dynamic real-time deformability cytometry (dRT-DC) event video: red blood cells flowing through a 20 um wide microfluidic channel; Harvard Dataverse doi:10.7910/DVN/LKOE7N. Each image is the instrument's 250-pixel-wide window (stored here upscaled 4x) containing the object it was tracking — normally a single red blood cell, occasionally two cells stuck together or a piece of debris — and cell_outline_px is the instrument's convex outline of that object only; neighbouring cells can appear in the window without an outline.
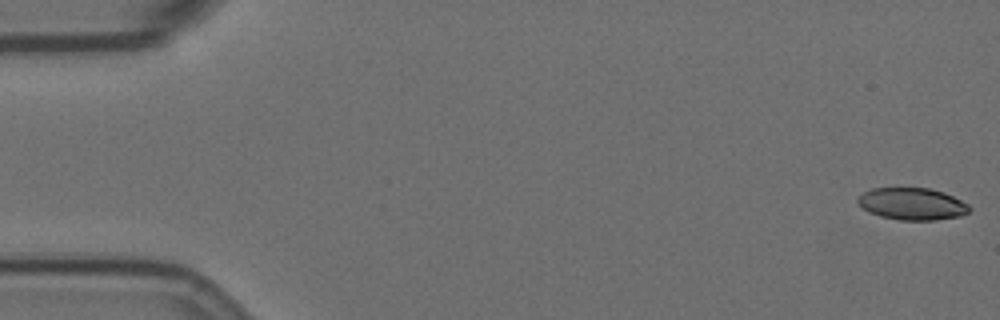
{"species": "Egyptian fruit bat (a non-hibernating species)", "species_latin": "Rousettus aegyptiacus", "temperature_condition": "room temperature", "stored_images_in_passage": 58, "camera_frame_rate_fps": 3000, "um_per_image_px": 0.085, "animal": {"sex": "female"}, "frame": {"image": 1, "passage_image": 1, "time_ms": 0.0, "image_size_px": [1000, 320], "cell_outline_px": [[972, 208], [968, 212], [960, 216], [936, 220], [900, 220], [880, 216], [868, 212], [856, 204], [856, 200], [864, 192], [872, 188], [928, 188], [944, 192], [968, 204]], "centroid_in_image_um": [77.51, 17.33], "position_along_channel_um": 7.5, "area_um2": 20.92}}
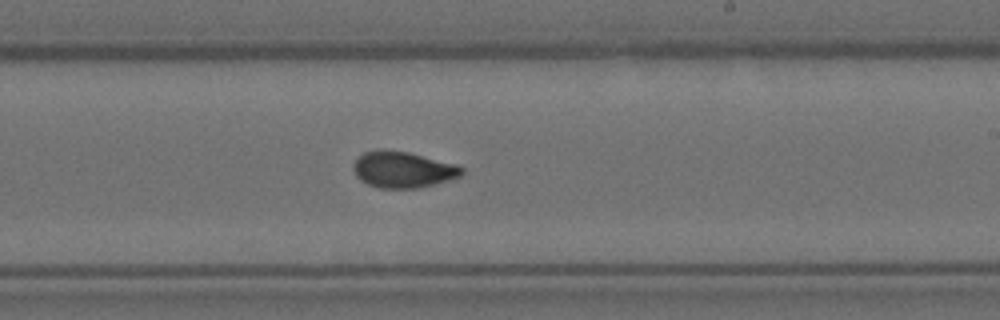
{"frame": {"image": 2, "passage_image": 34, "time_ms": 11.0, "image_size_px": [1000, 320], "cell_outline_px": [[464, 172], [460, 176], [432, 184], [416, 188], [380, 188], [368, 184], [360, 180], [356, 176], [352, 168], [352, 164], [364, 152], [408, 152], [456, 164], [464, 168]], "centroid_in_image_um": [34.25, 14.44], "position_along_channel_um": 254.7, "area_um2": 22.2}}
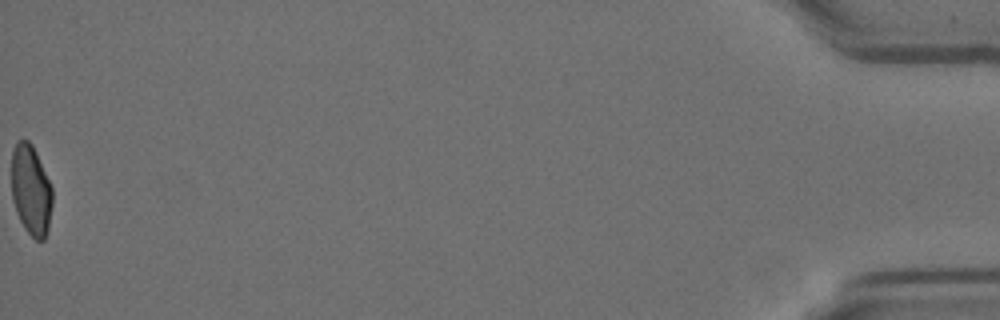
{"frame": {"image": 3, "passage_image": 58, "time_ms": 19.0, "image_size_px": [1000, 320], "cell_outline_px": [[52, 204], [48, 232], [44, 240], [36, 240], [24, 228], [16, 212], [12, 200], [12, 152], [16, 140], [28, 140], [32, 144], [36, 152], [52, 188]], "centroid_in_image_um": [2.63, 16.17], "position_along_channel_um": 432.6, "area_um2": 21.56}, "authors_computed_cell_mechanics": {"area_um2": 22.5131, "velocity_mm_per_s": 3.5219, "shape_relaxation_time_tau1_ms": null, "shape_relaxation_time_tau2_ms": 1.7914, "deformation_change_tau1": null, "deformation_change_tau2": 0.0612}}